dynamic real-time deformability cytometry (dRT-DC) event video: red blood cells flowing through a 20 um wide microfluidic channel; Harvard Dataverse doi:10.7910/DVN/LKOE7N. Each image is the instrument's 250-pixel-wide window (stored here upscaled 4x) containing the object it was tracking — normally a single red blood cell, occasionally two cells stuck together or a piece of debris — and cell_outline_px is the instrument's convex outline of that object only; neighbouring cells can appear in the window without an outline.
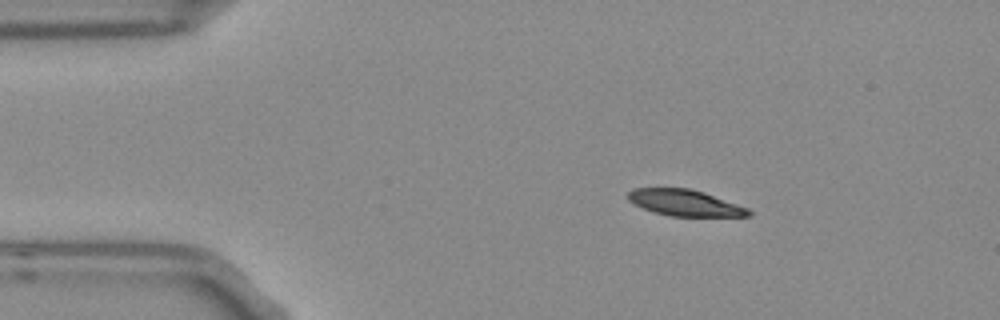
{"species": "Egyptian fruit bat (a non-hibernating species)", "species_latin": "Rousettus aegyptiacus", "temperature_condition": "room temperature", "stored_images_in_passage": 7, "camera_frame_rate_fps": 3000, "um_per_image_px": 0.085, "frame": {"image": 1, "passage_image": 1, "time_ms": 0.0, "image_size_px": [1000, 320], "cell_outline_px": [[752, 216], [668, 216], [644, 208], [628, 200], [628, 192], [636, 188], [688, 188], [704, 192], [748, 208], [752, 212]], "centroid_in_image_um": [58.24, 17.24], "position_along_channel_um": 26.8, "area_um2": 18.21}}
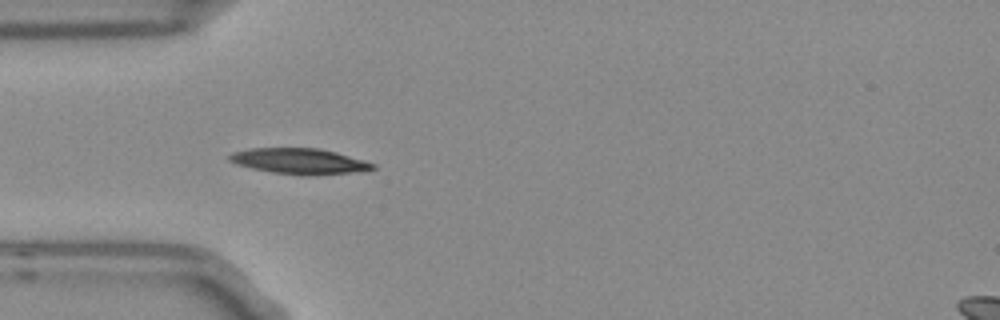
{"frame": {"image": 2, "passage_image": 3, "time_ms": 0.667, "image_size_px": [1000, 320], "cell_outline_px": [[376, 168], [348, 172], [308, 176], [304, 176], [272, 172], [252, 168], [236, 164], [228, 160], [228, 156], [232, 152], [248, 148], [320, 148], [336, 152], [364, 160], [376, 164]], "centroid_in_image_um": [25.4, 13.69], "position_along_channel_um": 59.6, "area_um2": 21.39}}
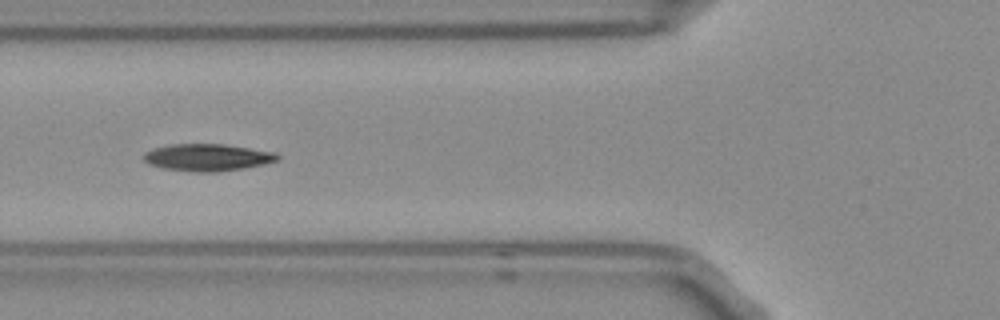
{"frame": {"image": 3, "passage_image": 4, "time_ms": 1.0, "image_size_px": [1000, 320], "cell_outline_px": [[280, 156], [276, 160], [244, 168], [216, 172], [192, 172], [160, 168], [148, 164], [144, 160], [144, 152], [152, 148], [168, 144], [224, 144], [276, 152]], "centroid_in_image_um": [17.56, 13.38], "position_along_channel_um": 108.2, "area_um2": 21.21}}